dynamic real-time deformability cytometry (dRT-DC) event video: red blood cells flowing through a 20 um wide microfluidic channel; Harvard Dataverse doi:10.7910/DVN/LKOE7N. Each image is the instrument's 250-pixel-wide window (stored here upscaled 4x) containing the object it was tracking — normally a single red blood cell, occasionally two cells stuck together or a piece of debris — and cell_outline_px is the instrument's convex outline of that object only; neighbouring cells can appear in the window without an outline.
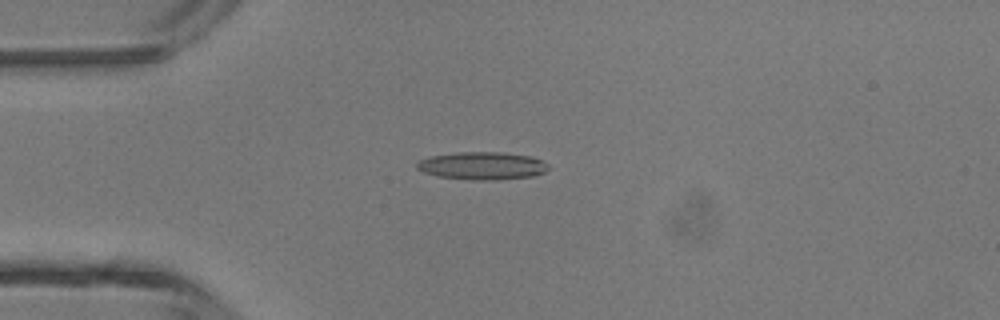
{"species": "common noctule bat (a hibernating species)", "species_latin": "Nyctalus noctula", "temperature_condition": "room temperature", "stored_images_in_passage": 3, "camera_frame_rate_fps": 3000, "um_per_image_px": 0.085, "animal": {"sex": "male", "body_mass_g": 13.3}, "frame": {"image": 1, "passage_image": 2, "time_ms": 0.333, "image_size_px": [1000, 320], "cell_outline_px": [[548, 168], [544, 172], [532, 176], [496, 180], [468, 180], [436, 176], [424, 172], [416, 168], [416, 164], [420, 160], [432, 156], [460, 152], [504, 152], [532, 156], [548, 164]], "centroid_in_image_um": [40.99, 14.09], "position_along_channel_um": 44.0, "area_um2": 21.27}}